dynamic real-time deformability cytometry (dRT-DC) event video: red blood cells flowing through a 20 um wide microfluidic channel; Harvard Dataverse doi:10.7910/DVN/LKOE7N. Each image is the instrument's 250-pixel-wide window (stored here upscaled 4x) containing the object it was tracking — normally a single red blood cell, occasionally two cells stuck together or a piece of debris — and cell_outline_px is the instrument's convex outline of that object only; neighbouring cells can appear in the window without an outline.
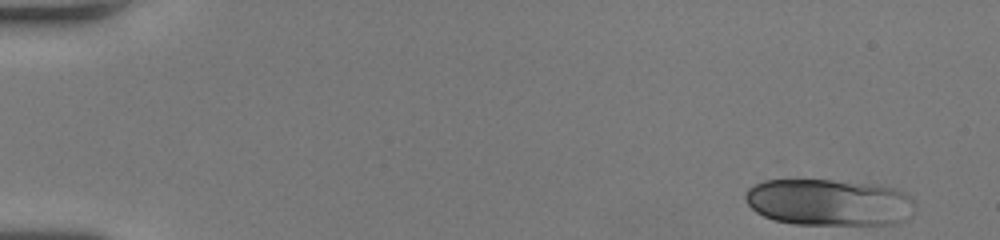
{"species": "human", "species_latin": "Homo sapiens", "temperature_condition": "room temperature", "stored_images_in_passage": 40, "camera_frame_rate_fps": 3000, "um_per_image_px": 0.085, "donor": {"sex": "female"}, "frame": {"image": 1, "passage_image": 1, "time_ms": 0.0, "image_size_px": [1000, 240], "cell_outline_px": [[916, 204], [896, 224], [792, 224], [776, 220], [764, 216], [756, 212], [748, 204], [744, 196], [748, 188], [764, 180], [832, 180], [880, 184], [904, 192]], "centroid_in_image_um": [70.41, 17.18], "position_along_channel_um": 14.6, "area_um2": 45.84}}
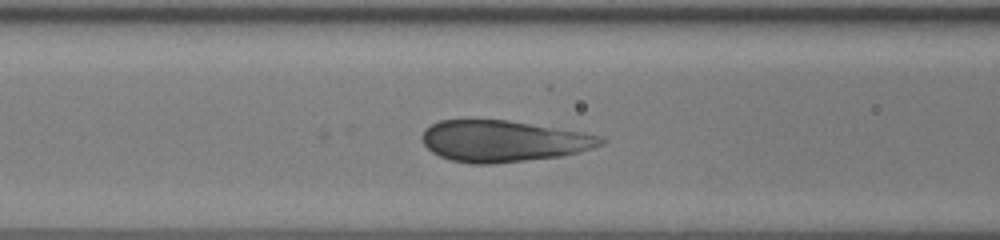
{"frame": {"image": 2, "passage_image": 20, "time_ms": 6.333, "image_size_px": [1000, 240], "cell_outline_px": [[608, 140], [604, 144], [580, 152], [560, 156], [492, 164], [472, 164], [452, 160], [440, 156], [432, 152], [424, 144], [420, 136], [424, 128], [440, 120], [508, 120], [584, 132], [604, 136]], "centroid_in_image_um": [42.8, 11.99], "position_along_channel_um": 123.8, "area_um2": 43.29}}
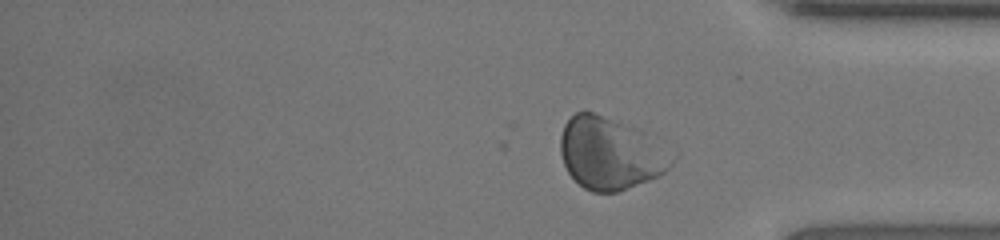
{"frame": {"image": 3, "passage_image": 40, "time_ms": 13.0, "image_size_px": [1000, 240], "cell_outline_px": [[680, 152], [672, 164], [664, 172], [648, 180], [616, 192], [592, 192], [584, 188], [568, 172], [564, 164], [560, 152], [560, 136], [564, 124], [576, 112], [592, 112], [620, 124]], "centroid_in_image_um": [51.89, 13.07], "position_along_channel_um": 383.3, "area_um2": 46.07}, "authors_computed_cell_mechanics": {"area_um2": 44.6505, "velocity_mm_per_s": 3.9903, "shape_relaxation_time_tau1_ms": 3.3191, "shape_relaxation_time_tau2_ms": null, "deformation_change_tau1": 0.0893, "deformation_change_tau2": null}}